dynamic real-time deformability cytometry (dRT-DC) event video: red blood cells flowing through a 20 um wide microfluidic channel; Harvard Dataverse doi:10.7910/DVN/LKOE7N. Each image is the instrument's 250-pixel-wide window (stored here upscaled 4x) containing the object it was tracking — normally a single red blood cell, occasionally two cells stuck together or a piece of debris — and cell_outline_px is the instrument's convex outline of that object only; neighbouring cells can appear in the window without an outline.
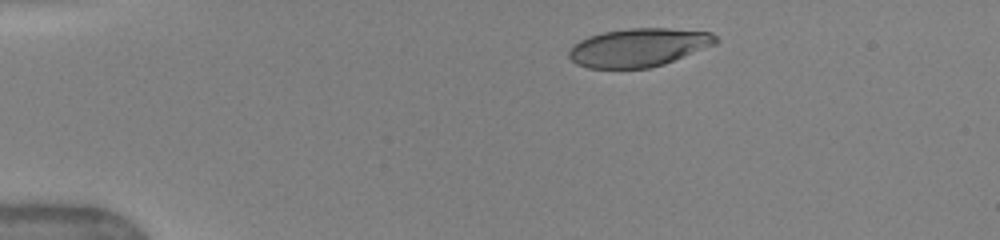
{"species": "human", "species_latin": "Homo sapiens", "temperature_condition": "warm", "stored_images_in_passage": 5, "camera_frame_rate_fps": 3000, "um_per_image_px": 0.085, "donor": {"sex": "female"}, "frame": {"image": 1, "passage_image": 1, "time_ms": 0.0, "image_size_px": [1000, 240], "cell_outline_px": [[720, 40], [716, 44], [664, 64], [648, 68], [588, 68], [576, 64], [568, 56], [568, 52], [572, 44], [588, 36], [604, 32], [628, 28], [668, 28], [712, 32]], "centroid_in_image_um": [54.28, 4.03], "position_along_channel_um": 30.7, "area_um2": 32.95}}
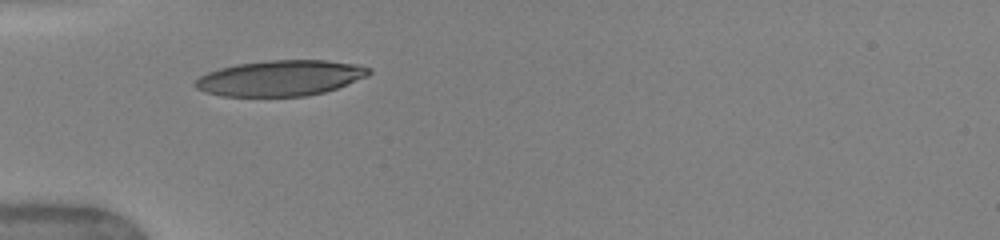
{"frame": {"image": 2, "passage_image": 4, "time_ms": 2.333, "image_size_px": [1000, 240], "cell_outline_px": [[372, 72], [368, 76], [336, 88], [324, 92], [308, 96], [220, 96], [204, 92], [196, 88], [192, 84], [200, 76], [208, 72], [220, 68], [236, 64], [268, 60], [328, 60], [356, 64], [372, 68]], "centroid_in_image_um": [23.83, 6.63], "position_along_channel_um": 61.2, "area_um2": 36.24}}